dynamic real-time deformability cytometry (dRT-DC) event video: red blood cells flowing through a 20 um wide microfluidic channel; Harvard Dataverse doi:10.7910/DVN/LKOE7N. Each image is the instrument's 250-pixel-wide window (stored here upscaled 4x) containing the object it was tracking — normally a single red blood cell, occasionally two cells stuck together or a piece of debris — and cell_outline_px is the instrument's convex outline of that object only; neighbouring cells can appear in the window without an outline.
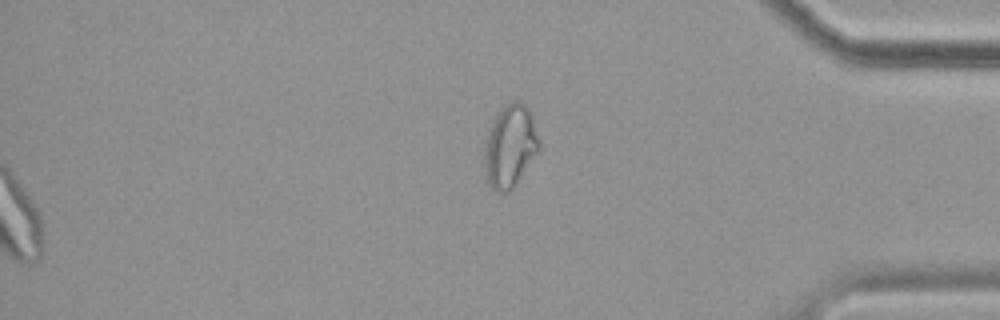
{"species": "common noctule bat (a hibernating species)", "species_latin": "Nyctalus noctula", "temperature_condition": "cold", "stored_images_in_passage": 59, "segment_of_instrument_passage": [2, 2], "camera_frame_rate_fps": 3000, "um_per_image_px": 0.085, "animal": {"sex": "female", "body_mass_g": 19.9}, "frame": {"image": 1, "passage_image": 59, "time_ms": 19.333, "image_size_px": [1000, 320], "cell_outline_px": [[540, 152], [512, 188], [508, 192], [496, 192], [488, 184], [484, 160], [484, 144], [488, 128], [496, 116], [512, 100], [520, 100], [528, 108], [532, 116], [540, 140]], "centroid_in_image_um": [43.37, 12.43], "position_along_channel_um": 391.8, "area_um2": 26.47}}